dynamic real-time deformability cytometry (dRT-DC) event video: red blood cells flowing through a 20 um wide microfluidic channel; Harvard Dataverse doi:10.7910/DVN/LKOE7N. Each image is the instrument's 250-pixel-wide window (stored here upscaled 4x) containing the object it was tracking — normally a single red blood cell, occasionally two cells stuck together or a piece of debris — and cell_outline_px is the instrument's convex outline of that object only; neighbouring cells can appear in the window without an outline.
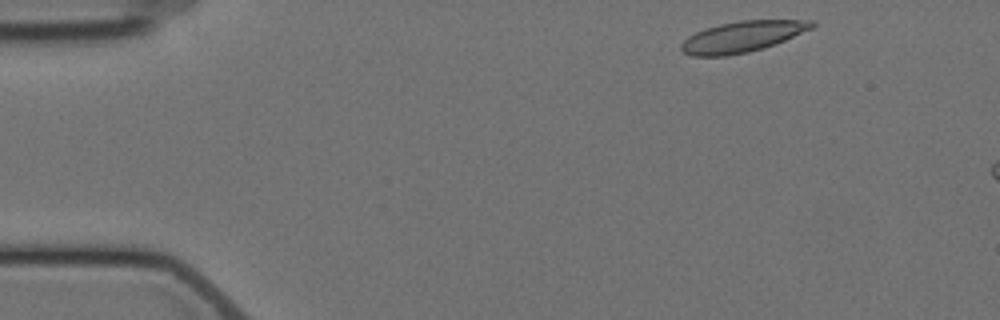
{"species": "Egyptian fruit bat (a non-hibernating species)", "species_latin": "Rousettus aegyptiacus", "temperature_condition": "cold", "stored_images_in_passage": 3, "camera_frame_rate_fps": 3000, "um_per_image_px": 0.085, "animal": {"sex": "female"}, "frame": {"image": 1, "passage_image": 1, "time_ms": 0.0, "image_size_px": [1000, 320], "cell_outline_px": [[816, 24], [812, 28], [784, 40], [748, 52], [724, 56], [692, 56], [684, 52], [680, 48], [680, 44], [688, 36], [696, 32], [720, 24], [740, 20], [816, 20]], "centroid_in_image_um": [63.08, 3.11], "position_along_channel_um": 21.9, "area_um2": 23.18}}